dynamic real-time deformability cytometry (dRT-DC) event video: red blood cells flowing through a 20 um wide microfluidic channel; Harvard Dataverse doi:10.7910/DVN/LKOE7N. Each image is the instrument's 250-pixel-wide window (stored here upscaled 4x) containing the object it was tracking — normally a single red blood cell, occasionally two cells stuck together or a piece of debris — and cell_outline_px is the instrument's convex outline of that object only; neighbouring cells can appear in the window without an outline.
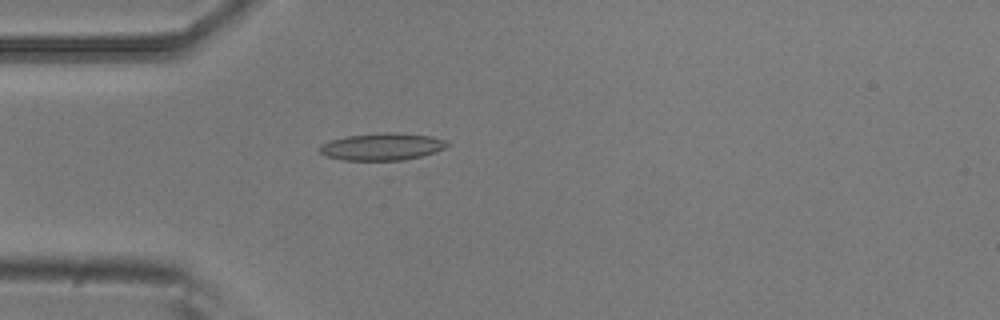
{"species": "common noctule bat (a hibernating species)", "species_latin": "Nyctalus noctula", "temperature_condition": "room temperature", "stored_images_in_passage": 1, "camera_frame_rate_fps": 3000, "um_per_image_px": 0.085, "animal": {"sex": "male", "body_mass_g": 20.5, "forearm_length_mm": 52.5}, "frame": {"image": 1, "passage_image": 1, "time_ms": 0.0, "image_size_px": [1000, 320], "cell_outline_px": [[452, 144], [436, 152], [404, 160], [344, 160], [324, 156], [316, 148], [320, 144], [332, 140], [348, 136], [384, 132], [396, 132], [432, 136], [444, 140]], "centroid_in_image_um": [32.47, 12.46], "position_along_channel_um": 52.5, "area_um2": 20.35}}